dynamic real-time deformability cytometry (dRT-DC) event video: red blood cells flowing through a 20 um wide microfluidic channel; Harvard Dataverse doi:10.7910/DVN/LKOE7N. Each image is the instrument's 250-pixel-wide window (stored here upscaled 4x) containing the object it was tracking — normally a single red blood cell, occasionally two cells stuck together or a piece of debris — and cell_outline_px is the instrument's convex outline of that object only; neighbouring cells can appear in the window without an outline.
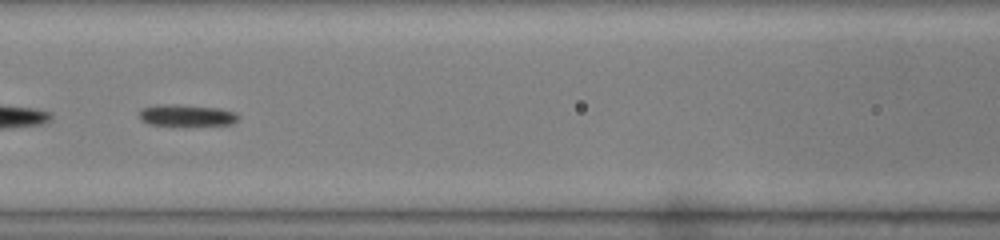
{"species": "common noctule bat (a hibernating species)", "species_latin": "Nyctalus noctula", "temperature_condition": "warm", "stored_images_in_passage": 48, "segment_of_instrument_passage": [2, 2], "camera_frame_rate_fps": 3000, "um_per_image_px": 0.085, "animal": {"sex": "male", "body_mass_g": 19.0, "forearm_length_mm": 50.8}, "frame": {"image": 1, "passage_image": 22, "time_ms": 7.0, "image_size_px": [1000, 240], "cell_outline_px": [[240, 116], [232, 124], [148, 124], [140, 120], [140, 112], [144, 108], [216, 108], [236, 112]], "centroid_in_image_um": [15.97, 9.87], "position_along_channel_um": 150.6, "area_um2": 10.69}}
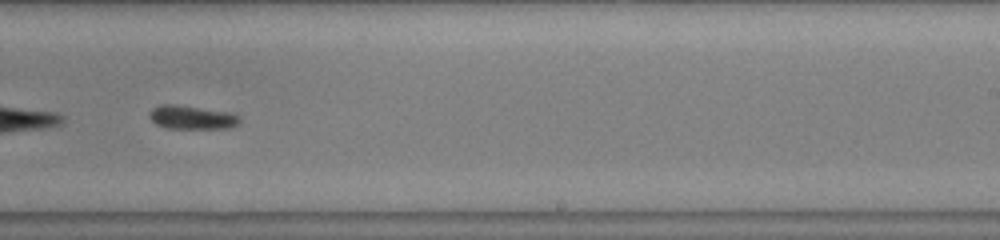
{"frame": {"image": 2, "passage_image": 31, "time_ms": 10.0, "image_size_px": [1000, 240], "cell_outline_px": [[240, 120], [232, 128], [168, 128], [156, 124], [152, 120], [152, 108], [164, 104], [168, 104], [228, 112], [240, 116]], "centroid_in_image_um": [16.35, 9.99], "position_along_channel_um": 272.6, "area_um2": 11.91}}
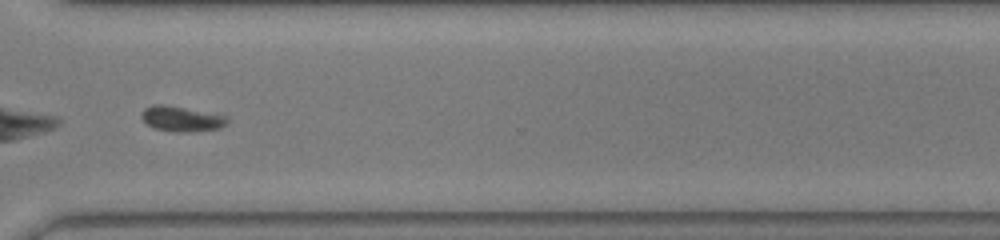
{"frame": {"image": 3, "passage_image": 37, "time_ms": 12.0, "image_size_px": [1000, 240], "cell_outline_px": [[228, 120], [220, 128], [192, 132], [172, 132], [152, 128], [140, 116], [144, 108], [152, 104], [164, 104], [220, 112], [228, 116]], "centroid_in_image_um": [15.48, 10.07], "position_along_channel_um": 355.1, "area_um2": 13.24}}